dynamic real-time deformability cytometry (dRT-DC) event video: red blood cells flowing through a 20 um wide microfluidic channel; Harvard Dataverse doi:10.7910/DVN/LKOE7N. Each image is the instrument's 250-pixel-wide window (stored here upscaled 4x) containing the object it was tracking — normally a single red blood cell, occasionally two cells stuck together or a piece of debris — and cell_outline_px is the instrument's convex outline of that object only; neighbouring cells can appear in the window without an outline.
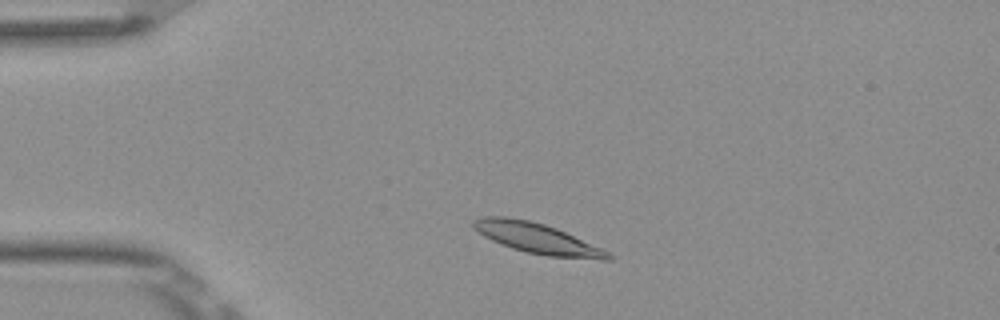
{"species": "Egyptian fruit bat (a non-hibernating species)", "species_latin": "Rousettus aegyptiacus", "temperature_condition": "room temperature", "stored_images_in_passage": 3, "camera_frame_rate_fps": 3000, "um_per_image_px": 0.085, "frame": {"image": 1, "passage_image": 2, "time_ms": 0.333, "image_size_px": [1000, 320], "cell_outline_px": [[612, 260], [600, 260], [548, 256], [528, 252], [512, 248], [500, 244], [484, 236], [472, 228], [472, 220], [484, 216], [504, 216], [528, 220], [544, 224], [556, 228], [600, 248], [608, 252], [612, 256]], "centroid_in_image_um": [45.61, 20.26], "position_along_channel_um": 39.4, "area_um2": 23.64}}